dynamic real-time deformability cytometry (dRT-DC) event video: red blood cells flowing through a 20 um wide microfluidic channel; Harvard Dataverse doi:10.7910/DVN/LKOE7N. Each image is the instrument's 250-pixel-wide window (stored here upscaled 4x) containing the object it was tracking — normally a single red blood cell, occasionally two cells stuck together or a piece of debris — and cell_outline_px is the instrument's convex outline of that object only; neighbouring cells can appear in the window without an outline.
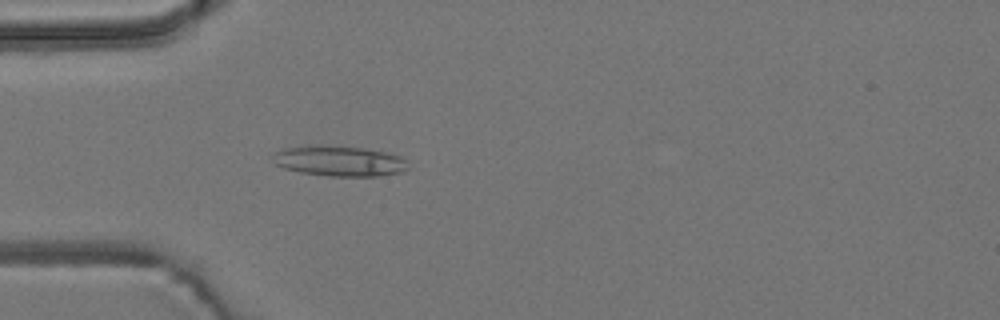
{"species": "common noctule bat (a hibernating species)", "species_latin": "Nyctalus noctula", "temperature_condition": "room temperature", "stored_images_in_passage": 5, "camera_frame_rate_fps": 3000, "um_per_image_px": 0.085, "animal": {"sex": "male", "body_mass_g": 19.2, "forearm_length_mm": 51.8}, "frame": {"image": 1, "passage_image": 5, "time_ms": 4.667, "image_size_px": [1000, 320], "cell_outline_px": [[408, 168], [400, 172], [376, 176], [328, 176], [300, 172], [284, 168], [276, 164], [276, 152], [280, 148], [320, 144], [364, 148], [384, 152], [400, 156], [404, 160]], "centroid_in_image_um": [28.83, 13.67], "position_along_channel_um": 56.2, "area_um2": 23.76}}